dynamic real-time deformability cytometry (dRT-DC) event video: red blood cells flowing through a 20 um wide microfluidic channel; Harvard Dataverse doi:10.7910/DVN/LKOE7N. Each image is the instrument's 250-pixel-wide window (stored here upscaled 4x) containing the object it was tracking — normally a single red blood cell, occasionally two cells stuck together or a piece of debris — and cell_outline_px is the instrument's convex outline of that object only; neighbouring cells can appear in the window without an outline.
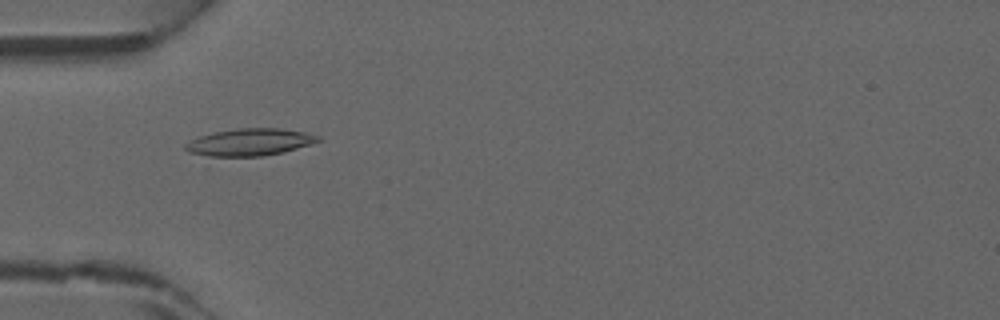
{"species": "common noctule bat (a hibernating species)", "species_latin": "Nyctalus noctula", "temperature_condition": "warm", "stored_images_in_passage": 42, "camera_frame_rate_fps": 3000, "um_per_image_px": 0.085, "animal": {"sex": "male", "forearm_length_mm": 52.5}, "frame": {"image": 1, "passage_image": 11, "time_ms": 3.333, "image_size_px": [1000, 320], "cell_outline_px": [[320, 140], [312, 144], [284, 152], [208, 168], [188, 152], [184, 148], [184, 144], [188, 140], [200, 136], [216, 132], [236, 128], [280, 128], [304, 132], [320, 136]], "centroid_in_image_um": [20.88, 12.29], "position_along_channel_um": 64.1, "area_um2": 24.39}}
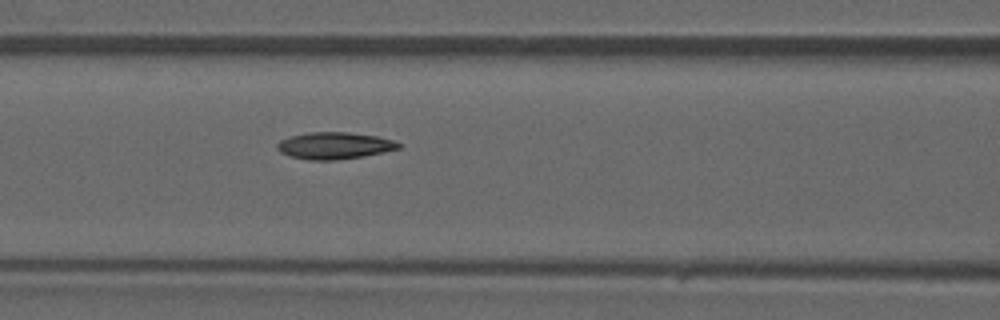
{"frame": {"image": 2, "passage_image": 16, "time_ms": 5.0, "image_size_px": [1000, 320], "cell_outline_px": [[400, 148], [384, 152], [364, 156], [336, 160], [308, 160], [288, 156], [280, 152], [276, 148], [276, 144], [280, 140], [288, 136], [308, 132], [348, 132], [376, 136], [392, 140], [400, 144]], "centroid_in_image_um": [28.36, 12.38], "position_along_channel_um": 138.2, "area_um2": 19.13}}
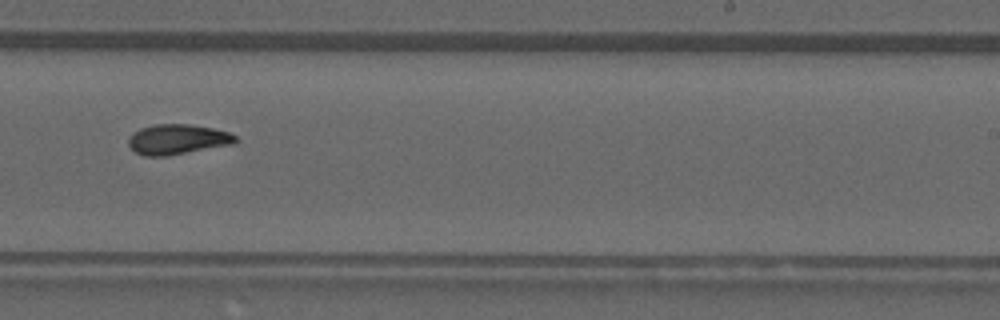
{"frame": {"image": 3, "passage_image": 25, "time_ms": 8.0, "image_size_px": [1000, 320], "cell_outline_px": [[236, 144], [168, 156], [144, 156], [136, 152], [128, 144], [128, 136], [132, 132], [140, 128], [156, 124], [188, 124], [212, 128], [228, 132], [236, 136]], "centroid_in_image_um": [15.08, 11.85], "position_along_channel_um": 273.9, "area_um2": 18.96}}